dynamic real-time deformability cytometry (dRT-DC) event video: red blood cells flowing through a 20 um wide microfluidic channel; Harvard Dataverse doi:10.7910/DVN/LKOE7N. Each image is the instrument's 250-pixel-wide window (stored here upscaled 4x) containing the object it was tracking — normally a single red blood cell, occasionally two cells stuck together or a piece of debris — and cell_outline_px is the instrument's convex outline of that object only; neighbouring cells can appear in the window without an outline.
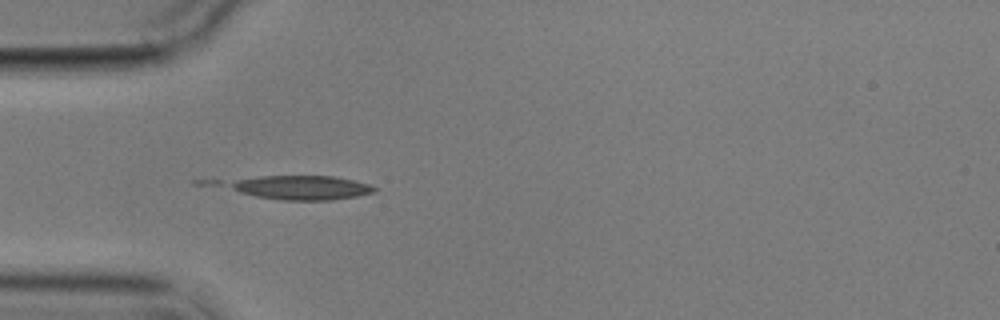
{"species": "common noctule bat (a hibernating species)", "species_latin": "Nyctalus noctula", "temperature_condition": "cold", "stored_images_in_passage": 6, "camera_frame_rate_fps": 3000, "um_per_image_px": 0.085, "animal": {"sex": "male", "body_mass_g": 17.9}, "frame": {"image": 1, "passage_image": 4, "time_ms": 4.0, "image_size_px": [1000, 320], "cell_outline_px": [[376, 192], [356, 196], [332, 200], [280, 200], [256, 196], [192, 184], [192, 180], [256, 176], [332, 176], [352, 180], [368, 184], [376, 188]], "centroid_in_image_um": [24.74, 15.9], "position_along_channel_um": 60.3, "area_um2": 23.24}}
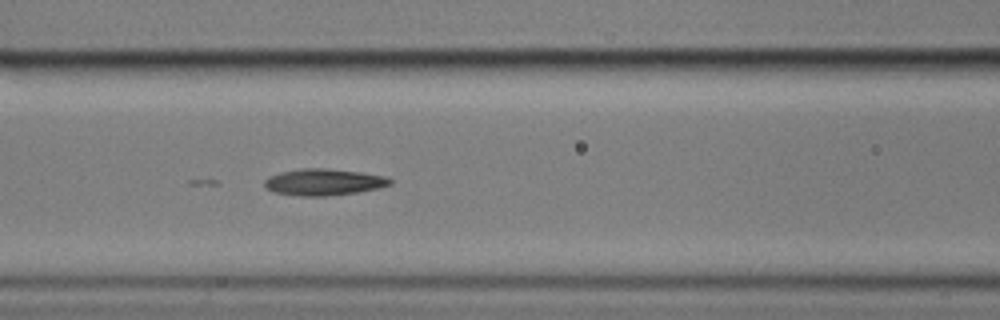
{"frame": {"image": 2, "passage_image": 6, "time_ms": 6.333, "image_size_px": [1000, 320], "cell_outline_px": [[392, 184], [380, 188], [356, 192], [324, 196], [304, 196], [276, 192], [268, 188], [264, 184], [264, 180], [268, 176], [280, 172], [300, 168], [328, 168], [360, 172], [384, 176], [392, 180]], "centroid_in_image_um": [27.53, 15.46], "position_along_channel_um": 139.1, "area_um2": 19.31}}